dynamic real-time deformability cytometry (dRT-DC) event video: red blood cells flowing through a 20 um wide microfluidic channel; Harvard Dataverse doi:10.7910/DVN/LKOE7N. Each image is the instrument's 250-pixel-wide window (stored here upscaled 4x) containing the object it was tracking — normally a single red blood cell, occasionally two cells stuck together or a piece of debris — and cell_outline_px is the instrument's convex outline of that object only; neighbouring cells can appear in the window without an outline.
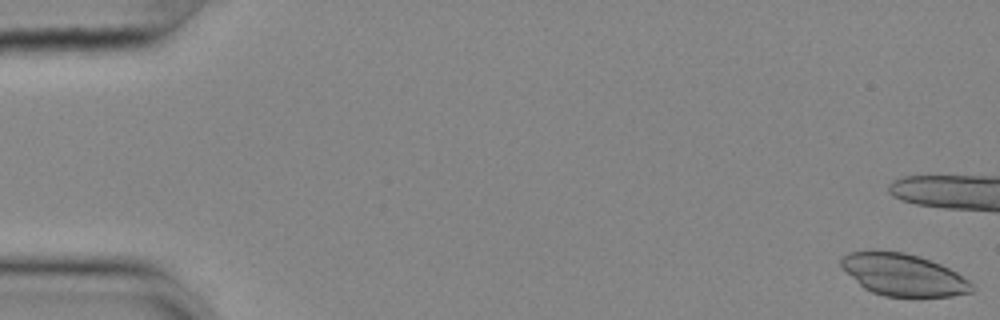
{"species": "common noctule bat (a hibernating species)", "species_latin": "Nyctalus noctula", "temperature_condition": "cold", "stored_images_in_passage": 57, "camera_frame_rate_fps": 3000, "um_per_image_px": 0.085, "animal": {"sex": "female", "body_mass_g": 25.1}, "frame": {"image": 1, "passage_image": 1, "time_ms": 0.0, "image_size_px": [1000, 320], "cell_outline_px": [[972, 292], [952, 296], [884, 296], [872, 292], [864, 288], [840, 264], [840, 260], [848, 252], [904, 252], [920, 256], [940, 264], [956, 272], [968, 280], [972, 284]], "centroid_in_image_um": [76.82, 23.37], "position_along_channel_um": 8.2, "area_um2": 31.27}}
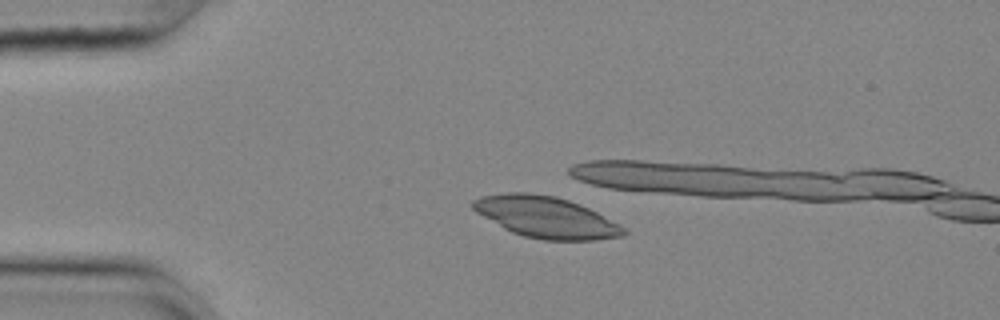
{"frame": {"image": 2, "passage_image": 13, "time_ms": 4.0, "image_size_px": [1000, 320], "cell_outline_px": [[628, 232], [624, 236], [596, 240], [544, 240], [524, 236], [512, 232], [504, 228], [476, 212], [472, 208], [472, 200], [480, 196], [508, 192], [528, 192], [556, 196], [580, 204], [620, 224]], "centroid_in_image_um": [46.41, 18.45], "position_along_channel_um": 38.6, "area_um2": 36.24}}
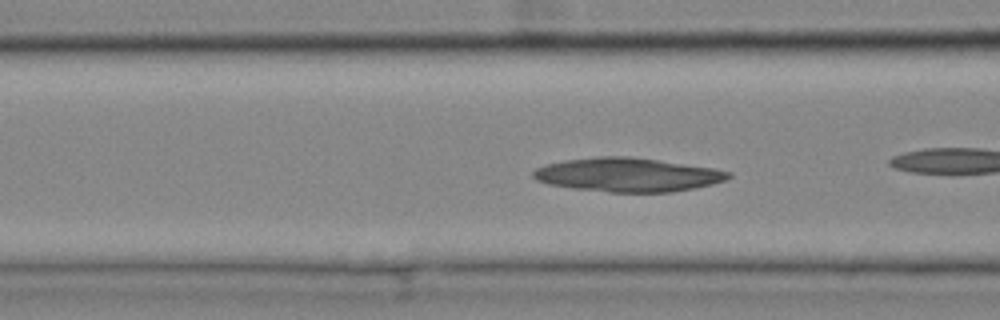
{"frame": {"image": 3, "passage_image": 22, "time_ms": 7.0, "image_size_px": [1000, 320], "cell_outline_px": [[732, 176], [728, 180], [712, 184], [672, 192], [608, 192], [572, 188], [548, 184], [536, 180], [532, 176], [532, 172], [536, 168], [544, 164], [564, 160], [596, 156], [628, 156], [660, 160], [712, 168], [732, 172]], "centroid_in_image_um": [53.33, 14.85], "position_along_channel_um": 113.3, "area_um2": 38.67}}